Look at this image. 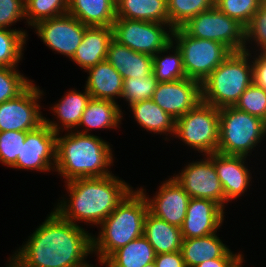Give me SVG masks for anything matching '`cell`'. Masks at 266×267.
Here are the masks:
<instances>
[{
	"instance_id": "18",
	"label": "cell",
	"mask_w": 266,
	"mask_h": 267,
	"mask_svg": "<svg viewBox=\"0 0 266 267\" xmlns=\"http://www.w3.org/2000/svg\"><path fill=\"white\" fill-rule=\"evenodd\" d=\"M225 210L210 199L190 198L181 227L183 239L214 234L223 226Z\"/></svg>"
},
{
	"instance_id": "4",
	"label": "cell",
	"mask_w": 266,
	"mask_h": 267,
	"mask_svg": "<svg viewBox=\"0 0 266 267\" xmlns=\"http://www.w3.org/2000/svg\"><path fill=\"white\" fill-rule=\"evenodd\" d=\"M148 204L136 188L132 190L98 226L97 235H92L93 253L103 263L114 251L143 236L144 220Z\"/></svg>"
},
{
	"instance_id": "25",
	"label": "cell",
	"mask_w": 266,
	"mask_h": 267,
	"mask_svg": "<svg viewBox=\"0 0 266 267\" xmlns=\"http://www.w3.org/2000/svg\"><path fill=\"white\" fill-rule=\"evenodd\" d=\"M136 123L153 134H160L170 141L175 132V119L161 109L152 99L135 102L128 106ZM170 136L168 138L167 136Z\"/></svg>"
},
{
	"instance_id": "35",
	"label": "cell",
	"mask_w": 266,
	"mask_h": 267,
	"mask_svg": "<svg viewBox=\"0 0 266 267\" xmlns=\"http://www.w3.org/2000/svg\"><path fill=\"white\" fill-rule=\"evenodd\" d=\"M18 67H0V104L16 98L32 82L24 76Z\"/></svg>"
},
{
	"instance_id": "42",
	"label": "cell",
	"mask_w": 266,
	"mask_h": 267,
	"mask_svg": "<svg viewBox=\"0 0 266 267\" xmlns=\"http://www.w3.org/2000/svg\"><path fill=\"white\" fill-rule=\"evenodd\" d=\"M154 263L156 267H186L181 251L157 254Z\"/></svg>"
},
{
	"instance_id": "13",
	"label": "cell",
	"mask_w": 266,
	"mask_h": 267,
	"mask_svg": "<svg viewBox=\"0 0 266 267\" xmlns=\"http://www.w3.org/2000/svg\"><path fill=\"white\" fill-rule=\"evenodd\" d=\"M84 25L69 13L37 22L31 29L49 49L66 56L69 60L80 45L85 30Z\"/></svg>"
},
{
	"instance_id": "32",
	"label": "cell",
	"mask_w": 266,
	"mask_h": 267,
	"mask_svg": "<svg viewBox=\"0 0 266 267\" xmlns=\"http://www.w3.org/2000/svg\"><path fill=\"white\" fill-rule=\"evenodd\" d=\"M215 0H167L169 24L180 28L189 19L199 13L211 9Z\"/></svg>"
},
{
	"instance_id": "20",
	"label": "cell",
	"mask_w": 266,
	"mask_h": 267,
	"mask_svg": "<svg viewBox=\"0 0 266 267\" xmlns=\"http://www.w3.org/2000/svg\"><path fill=\"white\" fill-rule=\"evenodd\" d=\"M113 40V27L89 26L80 45L70 59L83 71L106 60L109 43Z\"/></svg>"
},
{
	"instance_id": "28",
	"label": "cell",
	"mask_w": 266,
	"mask_h": 267,
	"mask_svg": "<svg viewBox=\"0 0 266 267\" xmlns=\"http://www.w3.org/2000/svg\"><path fill=\"white\" fill-rule=\"evenodd\" d=\"M116 18L169 23L167 0H116Z\"/></svg>"
},
{
	"instance_id": "48",
	"label": "cell",
	"mask_w": 266,
	"mask_h": 267,
	"mask_svg": "<svg viewBox=\"0 0 266 267\" xmlns=\"http://www.w3.org/2000/svg\"><path fill=\"white\" fill-rule=\"evenodd\" d=\"M87 267H94V265H93V264H90V265H88ZM95 267H97V266H95Z\"/></svg>"
},
{
	"instance_id": "2",
	"label": "cell",
	"mask_w": 266,
	"mask_h": 267,
	"mask_svg": "<svg viewBox=\"0 0 266 267\" xmlns=\"http://www.w3.org/2000/svg\"><path fill=\"white\" fill-rule=\"evenodd\" d=\"M64 185L67 199L61 197L54 210L75 225L84 222L97 228L133 190L129 183L115 174L74 179Z\"/></svg>"
},
{
	"instance_id": "44",
	"label": "cell",
	"mask_w": 266,
	"mask_h": 267,
	"mask_svg": "<svg viewBox=\"0 0 266 267\" xmlns=\"http://www.w3.org/2000/svg\"><path fill=\"white\" fill-rule=\"evenodd\" d=\"M8 258L5 267H28L26 263L16 254L15 251H13V254Z\"/></svg>"
},
{
	"instance_id": "5",
	"label": "cell",
	"mask_w": 266,
	"mask_h": 267,
	"mask_svg": "<svg viewBox=\"0 0 266 267\" xmlns=\"http://www.w3.org/2000/svg\"><path fill=\"white\" fill-rule=\"evenodd\" d=\"M252 83L251 53L232 52L201 83L202 101L219 109L235 106L242 93Z\"/></svg>"
},
{
	"instance_id": "40",
	"label": "cell",
	"mask_w": 266,
	"mask_h": 267,
	"mask_svg": "<svg viewBox=\"0 0 266 267\" xmlns=\"http://www.w3.org/2000/svg\"><path fill=\"white\" fill-rule=\"evenodd\" d=\"M25 19V0H0V28L11 29Z\"/></svg>"
},
{
	"instance_id": "7",
	"label": "cell",
	"mask_w": 266,
	"mask_h": 267,
	"mask_svg": "<svg viewBox=\"0 0 266 267\" xmlns=\"http://www.w3.org/2000/svg\"><path fill=\"white\" fill-rule=\"evenodd\" d=\"M219 108L201 101L196 107L175 120L174 138L201 155L217 152L219 142Z\"/></svg>"
},
{
	"instance_id": "37",
	"label": "cell",
	"mask_w": 266,
	"mask_h": 267,
	"mask_svg": "<svg viewBox=\"0 0 266 267\" xmlns=\"http://www.w3.org/2000/svg\"><path fill=\"white\" fill-rule=\"evenodd\" d=\"M254 50L256 52L266 51V6H261L245 27L244 51L252 53V51L255 52Z\"/></svg>"
},
{
	"instance_id": "46",
	"label": "cell",
	"mask_w": 266,
	"mask_h": 267,
	"mask_svg": "<svg viewBox=\"0 0 266 267\" xmlns=\"http://www.w3.org/2000/svg\"><path fill=\"white\" fill-rule=\"evenodd\" d=\"M144 267H156L154 262H151L149 264H146Z\"/></svg>"
},
{
	"instance_id": "16",
	"label": "cell",
	"mask_w": 266,
	"mask_h": 267,
	"mask_svg": "<svg viewBox=\"0 0 266 267\" xmlns=\"http://www.w3.org/2000/svg\"><path fill=\"white\" fill-rule=\"evenodd\" d=\"M152 100L175 120L202 101L201 83L190 78L159 82Z\"/></svg>"
},
{
	"instance_id": "19",
	"label": "cell",
	"mask_w": 266,
	"mask_h": 267,
	"mask_svg": "<svg viewBox=\"0 0 266 267\" xmlns=\"http://www.w3.org/2000/svg\"><path fill=\"white\" fill-rule=\"evenodd\" d=\"M83 88L85 90L81 92L75 88L68 90L57 103L50 105L49 110L56 116L57 122L44 117V123L56 134L75 131L78 128L82 114L92 98L86 87Z\"/></svg>"
},
{
	"instance_id": "29",
	"label": "cell",
	"mask_w": 266,
	"mask_h": 267,
	"mask_svg": "<svg viewBox=\"0 0 266 267\" xmlns=\"http://www.w3.org/2000/svg\"><path fill=\"white\" fill-rule=\"evenodd\" d=\"M156 253L148 240L141 236L114 251L103 263V267H144L154 262Z\"/></svg>"
},
{
	"instance_id": "36",
	"label": "cell",
	"mask_w": 266,
	"mask_h": 267,
	"mask_svg": "<svg viewBox=\"0 0 266 267\" xmlns=\"http://www.w3.org/2000/svg\"><path fill=\"white\" fill-rule=\"evenodd\" d=\"M214 6L245 27L261 7V0H215Z\"/></svg>"
},
{
	"instance_id": "27",
	"label": "cell",
	"mask_w": 266,
	"mask_h": 267,
	"mask_svg": "<svg viewBox=\"0 0 266 267\" xmlns=\"http://www.w3.org/2000/svg\"><path fill=\"white\" fill-rule=\"evenodd\" d=\"M143 236L157 254L181 251L183 237L181 228L171 225L147 212L144 220Z\"/></svg>"
},
{
	"instance_id": "41",
	"label": "cell",
	"mask_w": 266,
	"mask_h": 267,
	"mask_svg": "<svg viewBox=\"0 0 266 267\" xmlns=\"http://www.w3.org/2000/svg\"><path fill=\"white\" fill-rule=\"evenodd\" d=\"M251 57L253 59V83L266 90V51L252 52Z\"/></svg>"
},
{
	"instance_id": "34",
	"label": "cell",
	"mask_w": 266,
	"mask_h": 267,
	"mask_svg": "<svg viewBox=\"0 0 266 267\" xmlns=\"http://www.w3.org/2000/svg\"><path fill=\"white\" fill-rule=\"evenodd\" d=\"M154 74L148 77L123 79V91L121 99L128 103V106L139 101L152 99L153 93L158 85Z\"/></svg>"
},
{
	"instance_id": "39",
	"label": "cell",
	"mask_w": 266,
	"mask_h": 267,
	"mask_svg": "<svg viewBox=\"0 0 266 267\" xmlns=\"http://www.w3.org/2000/svg\"><path fill=\"white\" fill-rule=\"evenodd\" d=\"M26 139V132L5 131L0 132V163L12 167L17 157L21 155L22 144Z\"/></svg>"
},
{
	"instance_id": "24",
	"label": "cell",
	"mask_w": 266,
	"mask_h": 267,
	"mask_svg": "<svg viewBox=\"0 0 266 267\" xmlns=\"http://www.w3.org/2000/svg\"><path fill=\"white\" fill-rule=\"evenodd\" d=\"M120 107L122 106L111 100L91 98L75 131L91 134L92 129L115 130L116 128H121L120 125L124 118Z\"/></svg>"
},
{
	"instance_id": "17",
	"label": "cell",
	"mask_w": 266,
	"mask_h": 267,
	"mask_svg": "<svg viewBox=\"0 0 266 267\" xmlns=\"http://www.w3.org/2000/svg\"><path fill=\"white\" fill-rule=\"evenodd\" d=\"M209 155L213 158V164L224 191L225 205L244 196L245 192H248L247 189L252 186L253 178L251 167L247 164L248 157L223 155L217 152Z\"/></svg>"
},
{
	"instance_id": "47",
	"label": "cell",
	"mask_w": 266,
	"mask_h": 267,
	"mask_svg": "<svg viewBox=\"0 0 266 267\" xmlns=\"http://www.w3.org/2000/svg\"><path fill=\"white\" fill-rule=\"evenodd\" d=\"M261 6H266V0H261Z\"/></svg>"
},
{
	"instance_id": "11",
	"label": "cell",
	"mask_w": 266,
	"mask_h": 267,
	"mask_svg": "<svg viewBox=\"0 0 266 267\" xmlns=\"http://www.w3.org/2000/svg\"><path fill=\"white\" fill-rule=\"evenodd\" d=\"M44 91L31 83L16 98L0 104V132H28L44 123L40 101ZM41 99V100H40Z\"/></svg>"
},
{
	"instance_id": "6",
	"label": "cell",
	"mask_w": 266,
	"mask_h": 267,
	"mask_svg": "<svg viewBox=\"0 0 266 267\" xmlns=\"http://www.w3.org/2000/svg\"><path fill=\"white\" fill-rule=\"evenodd\" d=\"M219 120L217 153L248 157L266 139V121L235 106L220 108Z\"/></svg>"
},
{
	"instance_id": "14",
	"label": "cell",
	"mask_w": 266,
	"mask_h": 267,
	"mask_svg": "<svg viewBox=\"0 0 266 267\" xmlns=\"http://www.w3.org/2000/svg\"><path fill=\"white\" fill-rule=\"evenodd\" d=\"M57 134L45 123L26 132L21 155L12 169L30 170L40 173L54 172L56 165Z\"/></svg>"
},
{
	"instance_id": "31",
	"label": "cell",
	"mask_w": 266,
	"mask_h": 267,
	"mask_svg": "<svg viewBox=\"0 0 266 267\" xmlns=\"http://www.w3.org/2000/svg\"><path fill=\"white\" fill-rule=\"evenodd\" d=\"M27 31L0 28V67H18L23 58Z\"/></svg>"
},
{
	"instance_id": "21",
	"label": "cell",
	"mask_w": 266,
	"mask_h": 267,
	"mask_svg": "<svg viewBox=\"0 0 266 267\" xmlns=\"http://www.w3.org/2000/svg\"><path fill=\"white\" fill-rule=\"evenodd\" d=\"M106 60L123 79L142 78L153 74V56L136 52L114 39L109 43Z\"/></svg>"
},
{
	"instance_id": "1",
	"label": "cell",
	"mask_w": 266,
	"mask_h": 267,
	"mask_svg": "<svg viewBox=\"0 0 266 267\" xmlns=\"http://www.w3.org/2000/svg\"><path fill=\"white\" fill-rule=\"evenodd\" d=\"M92 235L53 209L15 252L28 267H87Z\"/></svg>"
},
{
	"instance_id": "10",
	"label": "cell",
	"mask_w": 266,
	"mask_h": 267,
	"mask_svg": "<svg viewBox=\"0 0 266 267\" xmlns=\"http://www.w3.org/2000/svg\"><path fill=\"white\" fill-rule=\"evenodd\" d=\"M113 39L130 49L154 56L172 41L173 28L169 23L146 22L116 18Z\"/></svg>"
},
{
	"instance_id": "43",
	"label": "cell",
	"mask_w": 266,
	"mask_h": 267,
	"mask_svg": "<svg viewBox=\"0 0 266 267\" xmlns=\"http://www.w3.org/2000/svg\"><path fill=\"white\" fill-rule=\"evenodd\" d=\"M237 258H215L204 261L195 267H229Z\"/></svg>"
},
{
	"instance_id": "33",
	"label": "cell",
	"mask_w": 266,
	"mask_h": 267,
	"mask_svg": "<svg viewBox=\"0 0 266 267\" xmlns=\"http://www.w3.org/2000/svg\"><path fill=\"white\" fill-rule=\"evenodd\" d=\"M68 12V0H25V24L34 26L45 19Z\"/></svg>"
},
{
	"instance_id": "8",
	"label": "cell",
	"mask_w": 266,
	"mask_h": 267,
	"mask_svg": "<svg viewBox=\"0 0 266 267\" xmlns=\"http://www.w3.org/2000/svg\"><path fill=\"white\" fill-rule=\"evenodd\" d=\"M172 42L181 51L186 77L200 83L232 53L221 42L191 37L181 28L173 29Z\"/></svg>"
},
{
	"instance_id": "45",
	"label": "cell",
	"mask_w": 266,
	"mask_h": 267,
	"mask_svg": "<svg viewBox=\"0 0 266 267\" xmlns=\"http://www.w3.org/2000/svg\"><path fill=\"white\" fill-rule=\"evenodd\" d=\"M244 255L241 254L229 267H243Z\"/></svg>"
},
{
	"instance_id": "9",
	"label": "cell",
	"mask_w": 266,
	"mask_h": 267,
	"mask_svg": "<svg viewBox=\"0 0 266 267\" xmlns=\"http://www.w3.org/2000/svg\"><path fill=\"white\" fill-rule=\"evenodd\" d=\"M180 28L191 37L221 42L232 52L245 49V26L215 6L192 17Z\"/></svg>"
},
{
	"instance_id": "38",
	"label": "cell",
	"mask_w": 266,
	"mask_h": 267,
	"mask_svg": "<svg viewBox=\"0 0 266 267\" xmlns=\"http://www.w3.org/2000/svg\"><path fill=\"white\" fill-rule=\"evenodd\" d=\"M235 107L266 121V90L252 83L242 93Z\"/></svg>"
},
{
	"instance_id": "30",
	"label": "cell",
	"mask_w": 266,
	"mask_h": 267,
	"mask_svg": "<svg viewBox=\"0 0 266 267\" xmlns=\"http://www.w3.org/2000/svg\"><path fill=\"white\" fill-rule=\"evenodd\" d=\"M153 74L158 82L186 78L181 51L172 41L153 56Z\"/></svg>"
},
{
	"instance_id": "15",
	"label": "cell",
	"mask_w": 266,
	"mask_h": 267,
	"mask_svg": "<svg viewBox=\"0 0 266 267\" xmlns=\"http://www.w3.org/2000/svg\"><path fill=\"white\" fill-rule=\"evenodd\" d=\"M143 188L141 186L137 189L144 195L147 201L148 212L171 225L181 228L191 198L184 188L172 177L161 182L153 197H149L146 189Z\"/></svg>"
},
{
	"instance_id": "3",
	"label": "cell",
	"mask_w": 266,
	"mask_h": 267,
	"mask_svg": "<svg viewBox=\"0 0 266 267\" xmlns=\"http://www.w3.org/2000/svg\"><path fill=\"white\" fill-rule=\"evenodd\" d=\"M57 134L56 171L68 182L79 178L105 177L113 174L112 144L94 134L67 131Z\"/></svg>"
},
{
	"instance_id": "12",
	"label": "cell",
	"mask_w": 266,
	"mask_h": 267,
	"mask_svg": "<svg viewBox=\"0 0 266 267\" xmlns=\"http://www.w3.org/2000/svg\"><path fill=\"white\" fill-rule=\"evenodd\" d=\"M200 160L187 162L181 172L171 176L179 183L191 198L210 199L225 210V196L217 176L213 158L202 155Z\"/></svg>"
},
{
	"instance_id": "23",
	"label": "cell",
	"mask_w": 266,
	"mask_h": 267,
	"mask_svg": "<svg viewBox=\"0 0 266 267\" xmlns=\"http://www.w3.org/2000/svg\"><path fill=\"white\" fill-rule=\"evenodd\" d=\"M86 72L89 76L85 87L93 99L118 103L117 99L121 98L123 91V78L107 60L99 62Z\"/></svg>"
},
{
	"instance_id": "22",
	"label": "cell",
	"mask_w": 266,
	"mask_h": 267,
	"mask_svg": "<svg viewBox=\"0 0 266 267\" xmlns=\"http://www.w3.org/2000/svg\"><path fill=\"white\" fill-rule=\"evenodd\" d=\"M220 239L217 232L203 237L183 239L181 253L186 267H195L215 258H238L242 253H234Z\"/></svg>"
},
{
	"instance_id": "26",
	"label": "cell",
	"mask_w": 266,
	"mask_h": 267,
	"mask_svg": "<svg viewBox=\"0 0 266 267\" xmlns=\"http://www.w3.org/2000/svg\"><path fill=\"white\" fill-rule=\"evenodd\" d=\"M86 26L109 27L116 19V0H68V12Z\"/></svg>"
}]
</instances>
